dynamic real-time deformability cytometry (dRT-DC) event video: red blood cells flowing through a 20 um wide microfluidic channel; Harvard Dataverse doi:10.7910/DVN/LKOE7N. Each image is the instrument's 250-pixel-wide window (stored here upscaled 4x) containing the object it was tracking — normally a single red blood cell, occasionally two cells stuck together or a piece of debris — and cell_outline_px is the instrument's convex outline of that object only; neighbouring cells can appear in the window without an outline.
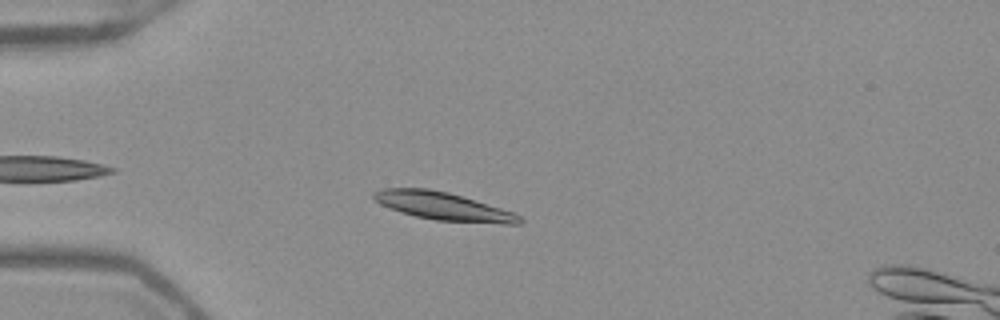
{"species": "Egyptian fruit bat (a non-hibernating species)", "species_latin": "Rousettus aegyptiacus", "temperature_condition": "warm", "stored_images_in_passage": 43, "camera_frame_rate_fps": 3000, "um_per_image_px": 0.085, "frame": {"image": 1, "passage_image": 5, "time_ms": 1.333, "image_size_px": [1000, 320], "cell_outline_px": [[524, 220], [520, 224], [504, 224], [436, 220], [416, 216], [400, 212], [380, 204], [372, 196], [372, 192], [384, 188], [428, 188], [448, 192], [500, 208], [512, 212], [520, 216]], "centroid_in_image_um": [37.65, 17.53], "position_along_channel_um": 47.3, "area_um2": 23.52}}
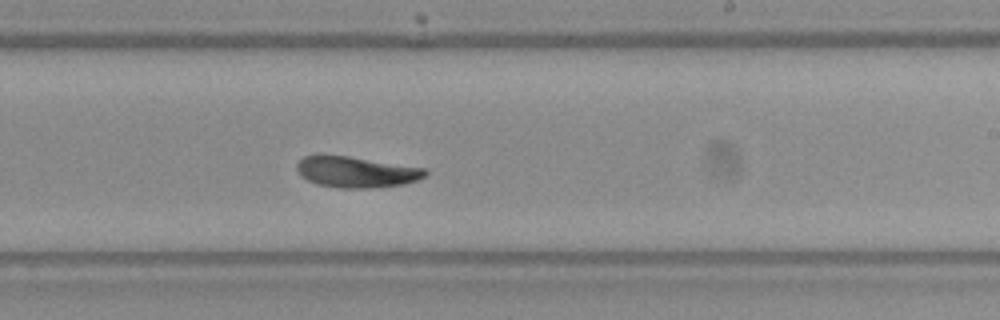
{"frame": {"image": 2, "passage_image": 23, "time_ms": 7.333, "image_size_px": [1000, 320], "cell_outline_px": [[428, 172], [424, 176], [416, 180], [404, 184], [372, 188], [340, 188], [316, 184], [300, 176], [296, 168], [296, 164], [304, 156], [348, 156], [424, 168]], "centroid_in_image_um": [30.26, 14.63], "position_along_channel_um": 258.7, "area_um2": 22.89}}
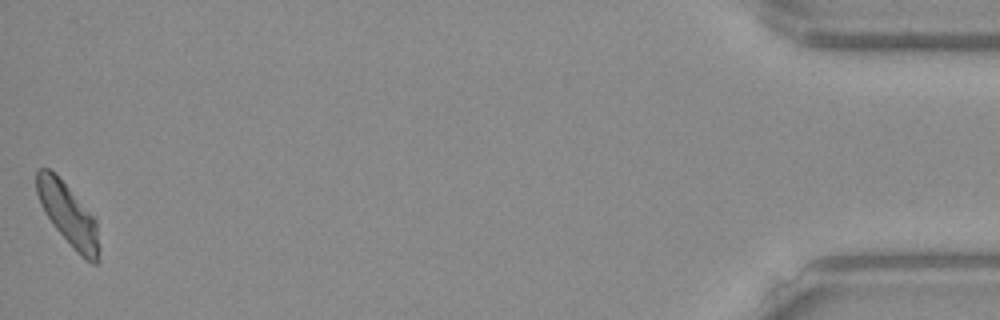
{"frame": {"image": 3, "passage_image": 43, "time_ms": 14.0, "image_size_px": [1000, 320], "cell_outline_px": [[100, 260], [96, 264], [92, 264], [84, 260], [76, 252], [52, 224], [44, 212], [40, 204], [36, 192], [36, 172], [40, 168], [48, 168], [68, 188], [96, 220], [100, 244]], "centroid_in_image_um": [5.82, 18.34], "position_along_channel_um": 429.4, "area_um2": 22.43}, "authors_computed_cell_mechanics": {"area_um2": 23.0622, "velocity_mm_per_s": 3.8917, "shape_relaxation_time_tau1_ms": 5.6206, "shape_relaxation_time_tau2_ms": null, "deformation_change_tau1": 0.1532, "deformation_change_tau2": null}}